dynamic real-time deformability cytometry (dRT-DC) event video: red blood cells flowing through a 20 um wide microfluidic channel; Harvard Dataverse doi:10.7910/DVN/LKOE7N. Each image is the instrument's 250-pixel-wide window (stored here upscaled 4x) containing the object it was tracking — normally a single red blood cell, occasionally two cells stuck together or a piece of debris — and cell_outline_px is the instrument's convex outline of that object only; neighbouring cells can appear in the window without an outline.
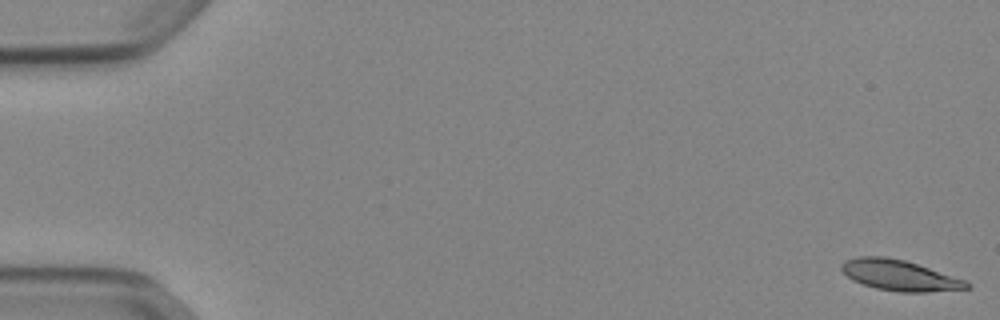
{"species": "Egyptian fruit bat (a non-hibernating species)", "species_latin": "Rousettus aegyptiacus", "temperature_condition": "cold", "stored_images_in_passage": 53, "camera_frame_rate_fps": 3000, "um_per_image_px": 0.085, "animal": {"sex": "female"}, "frame": {"image": 1, "passage_image": 1, "time_ms": 0.0, "image_size_px": [1000, 320], "cell_outline_px": [[972, 288], [924, 292], [900, 292], [876, 288], [852, 280], [840, 268], [840, 264], [844, 260], [856, 256], [884, 256], [904, 260], [964, 280], [972, 284]], "centroid_in_image_um": [76.42, 23.4], "position_along_channel_um": 8.6, "area_um2": 22.14}}
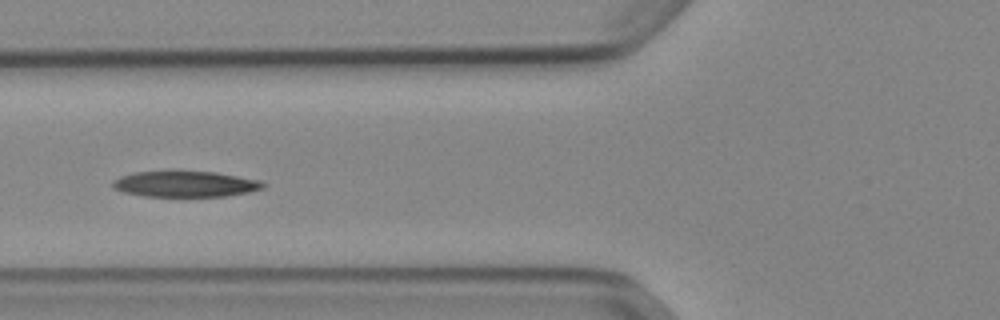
{"frame": {"image": 2, "passage_image": 21, "time_ms": 6.667, "image_size_px": [1000, 320], "cell_outline_px": [[268, 184], [264, 188], [248, 192], [224, 196], [144, 196], [124, 192], [112, 188], [112, 180], [120, 176], [136, 172], [176, 168], [216, 172], [260, 180]], "centroid_in_image_um": [15.72, 15.59], "position_along_channel_um": 110.1, "area_um2": 23.64}}
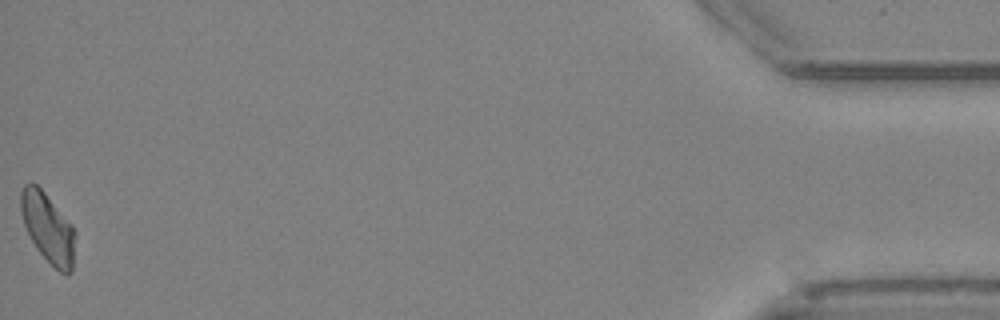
{"frame": {"image": 3, "passage_image": 53, "time_ms": 17.333, "image_size_px": [1000, 320], "cell_outline_px": [[76, 232], [72, 272], [60, 272], [36, 248], [24, 224], [20, 208], [20, 192], [24, 184], [32, 180], [44, 192], [72, 224]], "centroid_in_image_um": [4.07, 19.32], "position_along_channel_um": 431.1, "area_um2": 21.91}}